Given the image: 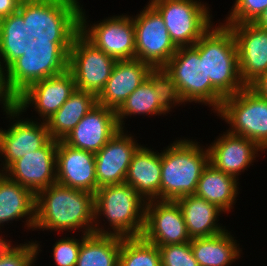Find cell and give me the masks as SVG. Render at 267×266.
Segmentation results:
<instances>
[{
	"mask_svg": "<svg viewBox=\"0 0 267 266\" xmlns=\"http://www.w3.org/2000/svg\"><path fill=\"white\" fill-rule=\"evenodd\" d=\"M71 45L30 39L23 56L1 73L0 103H12L31 84L66 71Z\"/></svg>",
	"mask_w": 267,
	"mask_h": 266,
	"instance_id": "cell-1",
	"label": "cell"
},
{
	"mask_svg": "<svg viewBox=\"0 0 267 266\" xmlns=\"http://www.w3.org/2000/svg\"><path fill=\"white\" fill-rule=\"evenodd\" d=\"M94 206V194L54 183L36 194L34 229L94 233Z\"/></svg>",
	"mask_w": 267,
	"mask_h": 266,
	"instance_id": "cell-2",
	"label": "cell"
},
{
	"mask_svg": "<svg viewBox=\"0 0 267 266\" xmlns=\"http://www.w3.org/2000/svg\"><path fill=\"white\" fill-rule=\"evenodd\" d=\"M208 163V148L186 138L174 141L161 152L160 201H176L195 194Z\"/></svg>",
	"mask_w": 267,
	"mask_h": 266,
	"instance_id": "cell-3",
	"label": "cell"
},
{
	"mask_svg": "<svg viewBox=\"0 0 267 266\" xmlns=\"http://www.w3.org/2000/svg\"><path fill=\"white\" fill-rule=\"evenodd\" d=\"M146 203L127 183L99 187L94 194V233L124 238L141 237ZM102 214L109 222L110 230H105L104 226L99 227L97 219Z\"/></svg>",
	"mask_w": 267,
	"mask_h": 266,
	"instance_id": "cell-4",
	"label": "cell"
},
{
	"mask_svg": "<svg viewBox=\"0 0 267 266\" xmlns=\"http://www.w3.org/2000/svg\"><path fill=\"white\" fill-rule=\"evenodd\" d=\"M78 0H23V16L28 38L50 42H73L80 32Z\"/></svg>",
	"mask_w": 267,
	"mask_h": 266,
	"instance_id": "cell-5",
	"label": "cell"
},
{
	"mask_svg": "<svg viewBox=\"0 0 267 266\" xmlns=\"http://www.w3.org/2000/svg\"><path fill=\"white\" fill-rule=\"evenodd\" d=\"M211 28L193 47L205 59L206 76L212 85L224 97L232 96L245 87L239 74L235 37L223 23Z\"/></svg>",
	"mask_w": 267,
	"mask_h": 266,
	"instance_id": "cell-6",
	"label": "cell"
},
{
	"mask_svg": "<svg viewBox=\"0 0 267 266\" xmlns=\"http://www.w3.org/2000/svg\"><path fill=\"white\" fill-rule=\"evenodd\" d=\"M185 102L203 103L217 112L225 98L206 76L205 59L193 46L179 47L164 66Z\"/></svg>",
	"mask_w": 267,
	"mask_h": 266,
	"instance_id": "cell-7",
	"label": "cell"
},
{
	"mask_svg": "<svg viewBox=\"0 0 267 266\" xmlns=\"http://www.w3.org/2000/svg\"><path fill=\"white\" fill-rule=\"evenodd\" d=\"M230 125L227 131L255 142L263 151L267 149V98L250 86L223 99L216 112Z\"/></svg>",
	"mask_w": 267,
	"mask_h": 266,
	"instance_id": "cell-8",
	"label": "cell"
},
{
	"mask_svg": "<svg viewBox=\"0 0 267 266\" xmlns=\"http://www.w3.org/2000/svg\"><path fill=\"white\" fill-rule=\"evenodd\" d=\"M174 45L193 46L213 25L209 7L195 0H150ZM212 23V24H211Z\"/></svg>",
	"mask_w": 267,
	"mask_h": 266,
	"instance_id": "cell-9",
	"label": "cell"
},
{
	"mask_svg": "<svg viewBox=\"0 0 267 266\" xmlns=\"http://www.w3.org/2000/svg\"><path fill=\"white\" fill-rule=\"evenodd\" d=\"M117 62L95 47L80 32L74 37L69 51L68 70L72 73L76 89L96 97L104 88Z\"/></svg>",
	"mask_w": 267,
	"mask_h": 266,
	"instance_id": "cell-10",
	"label": "cell"
},
{
	"mask_svg": "<svg viewBox=\"0 0 267 266\" xmlns=\"http://www.w3.org/2000/svg\"><path fill=\"white\" fill-rule=\"evenodd\" d=\"M2 108L7 118L15 119V123L11 122L7 130L0 128V156L4 158L0 173H2L17 159L22 158L28 153L44 147L50 140L51 136L48 132L46 122H37L31 119H19L21 112L11 102H4ZM9 115V116H8ZM12 117V118H11Z\"/></svg>",
	"mask_w": 267,
	"mask_h": 266,
	"instance_id": "cell-11",
	"label": "cell"
},
{
	"mask_svg": "<svg viewBox=\"0 0 267 266\" xmlns=\"http://www.w3.org/2000/svg\"><path fill=\"white\" fill-rule=\"evenodd\" d=\"M142 11V12H141ZM136 16H132L135 29V58L152 68L164 67L177 51L165 22L148 3Z\"/></svg>",
	"mask_w": 267,
	"mask_h": 266,
	"instance_id": "cell-12",
	"label": "cell"
},
{
	"mask_svg": "<svg viewBox=\"0 0 267 266\" xmlns=\"http://www.w3.org/2000/svg\"><path fill=\"white\" fill-rule=\"evenodd\" d=\"M82 8L80 33L88 41L116 60L135 59V29L132 17L123 14L112 16L100 23H93L90 27Z\"/></svg>",
	"mask_w": 267,
	"mask_h": 266,
	"instance_id": "cell-13",
	"label": "cell"
},
{
	"mask_svg": "<svg viewBox=\"0 0 267 266\" xmlns=\"http://www.w3.org/2000/svg\"><path fill=\"white\" fill-rule=\"evenodd\" d=\"M141 237L157 247L183 244L192 240L178 203L160 200L146 203Z\"/></svg>",
	"mask_w": 267,
	"mask_h": 266,
	"instance_id": "cell-14",
	"label": "cell"
},
{
	"mask_svg": "<svg viewBox=\"0 0 267 266\" xmlns=\"http://www.w3.org/2000/svg\"><path fill=\"white\" fill-rule=\"evenodd\" d=\"M75 89L73 75L67 69L58 75L31 84L12 103L21 112H25L33 104L35 111L41 118L43 117V122H46L59 110Z\"/></svg>",
	"mask_w": 267,
	"mask_h": 266,
	"instance_id": "cell-15",
	"label": "cell"
},
{
	"mask_svg": "<svg viewBox=\"0 0 267 266\" xmlns=\"http://www.w3.org/2000/svg\"><path fill=\"white\" fill-rule=\"evenodd\" d=\"M226 26L235 37L241 81L250 86L267 73V30L254 23Z\"/></svg>",
	"mask_w": 267,
	"mask_h": 266,
	"instance_id": "cell-16",
	"label": "cell"
},
{
	"mask_svg": "<svg viewBox=\"0 0 267 266\" xmlns=\"http://www.w3.org/2000/svg\"><path fill=\"white\" fill-rule=\"evenodd\" d=\"M58 141L51 139L44 147L14 161L3 173L35 195L56 183Z\"/></svg>",
	"mask_w": 267,
	"mask_h": 266,
	"instance_id": "cell-17",
	"label": "cell"
},
{
	"mask_svg": "<svg viewBox=\"0 0 267 266\" xmlns=\"http://www.w3.org/2000/svg\"><path fill=\"white\" fill-rule=\"evenodd\" d=\"M133 137L120 129L101 150L95 153L97 189L125 183L133 155L141 146Z\"/></svg>",
	"mask_w": 267,
	"mask_h": 266,
	"instance_id": "cell-18",
	"label": "cell"
},
{
	"mask_svg": "<svg viewBox=\"0 0 267 266\" xmlns=\"http://www.w3.org/2000/svg\"><path fill=\"white\" fill-rule=\"evenodd\" d=\"M119 130L115 110L97 103L63 141L71 147L97 153Z\"/></svg>",
	"mask_w": 267,
	"mask_h": 266,
	"instance_id": "cell-19",
	"label": "cell"
},
{
	"mask_svg": "<svg viewBox=\"0 0 267 266\" xmlns=\"http://www.w3.org/2000/svg\"><path fill=\"white\" fill-rule=\"evenodd\" d=\"M56 183L95 194L97 191L95 153L58 141Z\"/></svg>",
	"mask_w": 267,
	"mask_h": 266,
	"instance_id": "cell-20",
	"label": "cell"
},
{
	"mask_svg": "<svg viewBox=\"0 0 267 266\" xmlns=\"http://www.w3.org/2000/svg\"><path fill=\"white\" fill-rule=\"evenodd\" d=\"M214 141L208 146L209 163L237 180L240 173L254 162L258 152H263L252 140L228 131Z\"/></svg>",
	"mask_w": 267,
	"mask_h": 266,
	"instance_id": "cell-21",
	"label": "cell"
},
{
	"mask_svg": "<svg viewBox=\"0 0 267 266\" xmlns=\"http://www.w3.org/2000/svg\"><path fill=\"white\" fill-rule=\"evenodd\" d=\"M152 67L139 59L117 60L97 103L117 110L146 79Z\"/></svg>",
	"mask_w": 267,
	"mask_h": 266,
	"instance_id": "cell-22",
	"label": "cell"
},
{
	"mask_svg": "<svg viewBox=\"0 0 267 266\" xmlns=\"http://www.w3.org/2000/svg\"><path fill=\"white\" fill-rule=\"evenodd\" d=\"M125 183L146 202L160 200L161 153L141 145L133 155Z\"/></svg>",
	"mask_w": 267,
	"mask_h": 266,
	"instance_id": "cell-23",
	"label": "cell"
},
{
	"mask_svg": "<svg viewBox=\"0 0 267 266\" xmlns=\"http://www.w3.org/2000/svg\"><path fill=\"white\" fill-rule=\"evenodd\" d=\"M35 204L36 195L31 190L0 173V227L9 221L27 217L25 225L33 231Z\"/></svg>",
	"mask_w": 267,
	"mask_h": 266,
	"instance_id": "cell-24",
	"label": "cell"
},
{
	"mask_svg": "<svg viewBox=\"0 0 267 266\" xmlns=\"http://www.w3.org/2000/svg\"><path fill=\"white\" fill-rule=\"evenodd\" d=\"M176 202L182 210L191 239L215 236L226 230L217 223V218L223 211L205 199L192 194L181 197Z\"/></svg>",
	"mask_w": 267,
	"mask_h": 266,
	"instance_id": "cell-25",
	"label": "cell"
},
{
	"mask_svg": "<svg viewBox=\"0 0 267 266\" xmlns=\"http://www.w3.org/2000/svg\"><path fill=\"white\" fill-rule=\"evenodd\" d=\"M97 104V97L75 89L66 102L46 121L51 139L62 141L79 121Z\"/></svg>",
	"mask_w": 267,
	"mask_h": 266,
	"instance_id": "cell-26",
	"label": "cell"
},
{
	"mask_svg": "<svg viewBox=\"0 0 267 266\" xmlns=\"http://www.w3.org/2000/svg\"><path fill=\"white\" fill-rule=\"evenodd\" d=\"M237 181L235 177L225 174L208 163L198 181L195 195L226 213L236 203L239 188Z\"/></svg>",
	"mask_w": 267,
	"mask_h": 266,
	"instance_id": "cell-27",
	"label": "cell"
},
{
	"mask_svg": "<svg viewBox=\"0 0 267 266\" xmlns=\"http://www.w3.org/2000/svg\"><path fill=\"white\" fill-rule=\"evenodd\" d=\"M234 238L227 229L215 236L193 238L190 245L199 266H231L242 251Z\"/></svg>",
	"mask_w": 267,
	"mask_h": 266,
	"instance_id": "cell-28",
	"label": "cell"
},
{
	"mask_svg": "<svg viewBox=\"0 0 267 266\" xmlns=\"http://www.w3.org/2000/svg\"><path fill=\"white\" fill-rule=\"evenodd\" d=\"M76 266H118L122 239L110 234H83Z\"/></svg>",
	"mask_w": 267,
	"mask_h": 266,
	"instance_id": "cell-29",
	"label": "cell"
},
{
	"mask_svg": "<svg viewBox=\"0 0 267 266\" xmlns=\"http://www.w3.org/2000/svg\"><path fill=\"white\" fill-rule=\"evenodd\" d=\"M157 93L153 89L152 82L147 78L132 92L123 104L115 111L120 129H124L126 116L131 115H162L166 112L158 105Z\"/></svg>",
	"mask_w": 267,
	"mask_h": 266,
	"instance_id": "cell-30",
	"label": "cell"
},
{
	"mask_svg": "<svg viewBox=\"0 0 267 266\" xmlns=\"http://www.w3.org/2000/svg\"><path fill=\"white\" fill-rule=\"evenodd\" d=\"M118 266H161L160 251L142 237L123 238Z\"/></svg>",
	"mask_w": 267,
	"mask_h": 266,
	"instance_id": "cell-31",
	"label": "cell"
},
{
	"mask_svg": "<svg viewBox=\"0 0 267 266\" xmlns=\"http://www.w3.org/2000/svg\"><path fill=\"white\" fill-rule=\"evenodd\" d=\"M147 78L152 82L153 89L158 95V105L166 113H169L173 106L184 103L176 83L164 67L152 68Z\"/></svg>",
	"mask_w": 267,
	"mask_h": 266,
	"instance_id": "cell-32",
	"label": "cell"
},
{
	"mask_svg": "<svg viewBox=\"0 0 267 266\" xmlns=\"http://www.w3.org/2000/svg\"><path fill=\"white\" fill-rule=\"evenodd\" d=\"M39 245L35 240L13 246L9 240L0 252V266H33L41 250Z\"/></svg>",
	"mask_w": 267,
	"mask_h": 266,
	"instance_id": "cell-33",
	"label": "cell"
},
{
	"mask_svg": "<svg viewBox=\"0 0 267 266\" xmlns=\"http://www.w3.org/2000/svg\"><path fill=\"white\" fill-rule=\"evenodd\" d=\"M267 8V0H235L224 25L253 23Z\"/></svg>",
	"mask_w": 267,
	"mask_h": 266,
	"instance_id": "cell-34",
	"label": "cell"
},
{
	"mask_svg": "<svg viewBox=\"0 0 267 266\" xmlns=\"http://www.w3.org/2000/svg\"><path fill=\"white\" fill-rule=\"evenodd\" d=\"M161 266H199L190 242L158 247Z\"/></svg>",
	"mask_w": 267,
	"mask_h": 266,
	"instance_id": "cell-35",
	"label": "cell"
},
{
	"mask_svg": "<svg viewBox=\"0 0 267 266\" xmlns=\"http://www.w3.org/2000/svg\"><path fill=\"white\" fill-rule=\"evenodd\" d=\"M82 239L63 237L53 246V258L57 266H76Z\"/></svg>",
	"mask_w": 267,
	"mask_h": 266,
	"instance_id": "cell-36",
	"label": "cell"
},
{
	"mask_svg": "<svg viewBox=\"0 0 267 266\" xmlns=\"http://www.w3.org/2000/svg\"><path fill=\"white\" fill-rule=\"evenodd\" d=\"M28 38L23 16L19 12L1 19L0 41H16Z\"/></svg>",
	"mask_w": 267,
	"mask_h": 266,
	"instance_id": "cell-37",
	"label": "cell"
},
{
	"mask_svg": "<svg viewBox=\"0 0 267 266\" xmlns=\"http://www.w3.org/2000/svg\"><path fill=\"white\" fill-rule=\"evenodd\" d=\"M30 38L16 41H0V73H2L14 60L23 56ZM4 65V66H3Z\"/></svg>",
	"mask_w": 267,
	"mask_h": 266,
	"instance_id": "cell-38",
	"label": "cell"
},
{
	"mask_svg": "<svg viewBox=\"0 0 267 266\" xmlns=\"http://www.w3.org/2000/svg\"><path fill=\"white\" fill-rule=\"evenodd\" d=\"M23 0H0V19L18 12Z\"/></svg>",
	"mask_w": 267,
	"mask_h": 266,
	"instance_id": "cell-39",
	"label": "cell"
},
{
	"mask_svg": "<svg viewBox=\"0 0 267 266\" xmlns=\"http://www.w3.org/2000/svg\"><path fill=\"white\" fill-rule=\"evenodd\" d=\"M250 87L260 96L267 98V73L261 75Z\"/></svg>",
	"mask_w": 267,
	"mask_h": 266,
	"instance_id": "cell-40",
	"label": "cell"
},
{
	"mask_svg": "<svg viewBox=\"0 0 267 266\" xmlns=\"http://www.w3.org/2000/svg\"><path fill=\"white\" fill-rule=\"evenodd\" d=\"M253 23L258 27L267 30V8L259 15V17Z\"/></svg>",
	"mask_w": 267,
	"mask_h": 266,
	"instance_id": "cell-41",
	"label": "cell"
},
{
	"mask_svg": "<svg viewBox=\"0 0 267 266\" xmlns=\"http://www.w3.org/2000/svg\"><path fill=\"white\" fill-rule=\"evenodd\" d=\"M9 242L5 240V238L2 237V235L0 236V252L2 251V249L8 244Z\"/></svg>",
	"mask_w": 267,
	"mask_h": 266,
	"instance_id": "cell-42",
	"label": "cell"
}]
</instances>
